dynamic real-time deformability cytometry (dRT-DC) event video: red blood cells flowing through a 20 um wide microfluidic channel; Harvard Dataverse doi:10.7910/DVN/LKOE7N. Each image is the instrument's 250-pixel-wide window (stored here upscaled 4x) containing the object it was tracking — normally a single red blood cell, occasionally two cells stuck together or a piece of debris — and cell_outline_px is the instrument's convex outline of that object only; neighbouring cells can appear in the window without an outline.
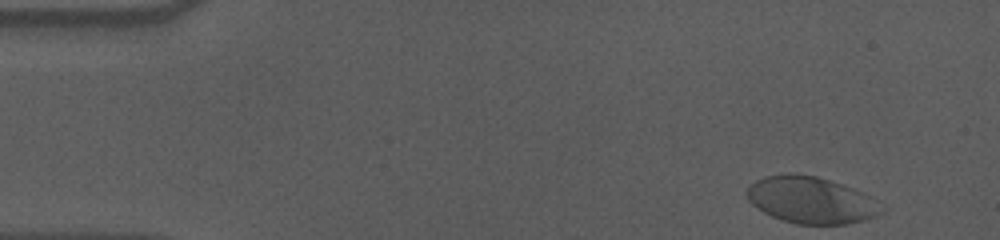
{"species": "human", "species_latin": "Homo sapiens", "temperature_condition": "cold", "stored_images_in_passage": 44, "camera_frame_rate_fps": 3000, "um_per_image_px": 0.085, "donor": {"sex": "male"}, "frame": {"image": 1, "passage_image": 1, "time_ms": 0.0, "image_size_px": [1000, 240], "cell_outline_px": [[880, 212], [876, 216], [864, 220], [844, 224], [796, 224], [772, 216], [764, 212], [752, 204], [748, 200], [748, 188], [756, 180], [764, 176], [788, 172], [792, 172], [816, 176], [852, 188], [868, 196]], "centroid_in_image_um": [68.84, 16.99], "position_along_channel_um": 16.2, "area_um2": 35.78}}
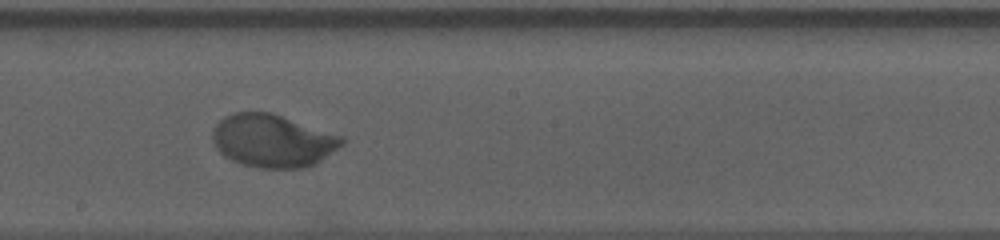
{"frame": {"image": 2, "passage_image": 28, "time_ms": 9.0, "image_size_px": [1000, 240], "cell_outline_px": [[344, 144], [316, 164], [308, 168], [260, 168], [244, 164], [232, 160], [224, 156], [216, 148], [212, 140], [212, 132], [216, 124], [224, 116], [232, 112], [272, 112], [344, 136]], "centroid_in_image_um": [23.2, 11.96], "position_along_channel_um": 225.0, "area_um2": 40.23}}
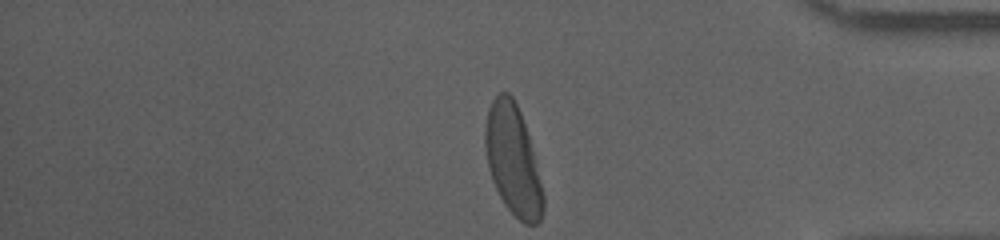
{"frame": {"image": 3, "passage_image": 44, "time_ms": 14.333, "image_size_px": [1000, 240], "cell_outline_px": [[544, 208], [540, 220], [536, 224], [524, 224], [504, 204], [492, 180], [488, 168], [484, 144], [484, 128], [488, 108], [492, 100], [500, 92], [508, 92], [512, 96], [520, 112], [528, 136], [544, 196]], "centroid_in_image_um": [43.57, 13.61], "position_along_channel_um": 391.6, "area_um2": 36.76}, "authors_computed_cell_mechanics": {"area_um2": 39.0728, "velocity_mm_per_s": 3.5558, "shape_relaxation_time_tau1_ms": 2.8881, "shape_relaxation_time_tau2_ms": null, "deformation_change_tau1": 0.1467, "deformation_change_tau2": null}}